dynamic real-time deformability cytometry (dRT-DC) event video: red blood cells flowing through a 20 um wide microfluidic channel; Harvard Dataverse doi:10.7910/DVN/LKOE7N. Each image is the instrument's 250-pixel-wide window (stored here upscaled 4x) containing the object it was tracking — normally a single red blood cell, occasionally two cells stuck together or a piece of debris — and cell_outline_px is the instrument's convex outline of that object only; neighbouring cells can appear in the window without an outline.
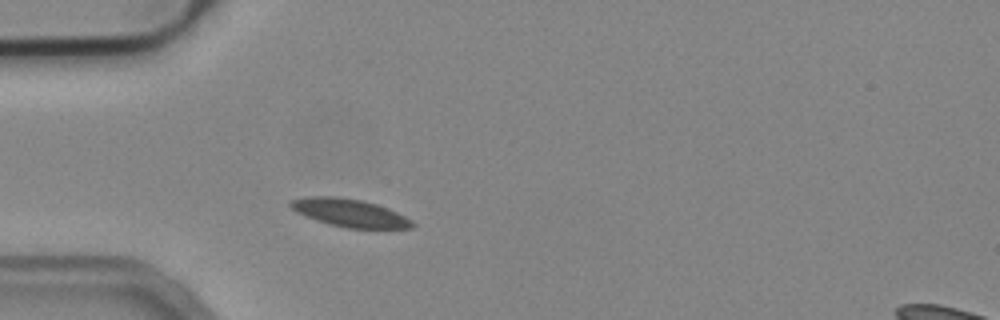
{"species": "common noctule bat (a hibernating species)", "species_latin": "Nyctalus noctula", "temperature_condition": "cold", "stored_images_in_passage": 20, "camera_frame_rate_fps": 3000, "um_per_image_px": 0.085, "animal": {"sex": "male", "body_mass_g": 19.2, "forearm_length_mm": 51.8}, "frame": {"image": 1, "passage_image": 6, "time_ms": 1.667, "image_size_px": [1000, 320], "cell_outline_px": [[416, 224], [412, 228], [348, 228], [316, 220], [296, 212], [288, 204], [292, 200], [304, 196], [336, 196], [360, 200], [376, 204], [388, 208], [412, 220]], "centroid_in_image_um": [29.72, 18.08], "position_along_channel_um": 55.3, "area_um2": 19.59}}